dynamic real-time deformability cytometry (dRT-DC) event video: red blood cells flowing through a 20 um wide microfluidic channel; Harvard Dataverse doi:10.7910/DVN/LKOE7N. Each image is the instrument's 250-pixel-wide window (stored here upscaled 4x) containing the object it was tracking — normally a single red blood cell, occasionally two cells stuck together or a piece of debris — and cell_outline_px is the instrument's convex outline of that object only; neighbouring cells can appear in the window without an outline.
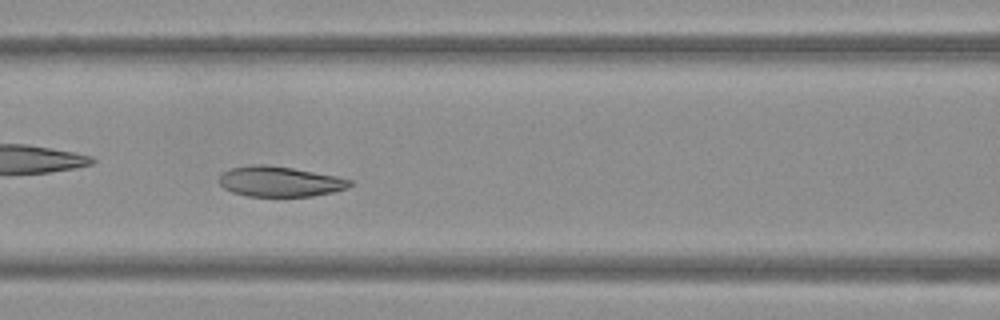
{"species": "Egyptian fruit bat (a non-hibernating species)", "species_latin": "Rousettus aegyptiacus", "temperature_condition": "warm", "stored_images_in_passage": 45, "camera_frame_rate_fps": 3000, "um_per_image_px": 0.085, "frame": {"image": 1, "passage_image": 17, "time_ms": 5.333, "image_size_px": [1000, 320], "cell_outline_px": [[352, 184], [348, 188], [332, 192], [312, 196], [248, 196], [232, 192], [224, 188], [220, 184], [220, 176], [224, 172], [232, 168], [256, 164], [264, 164], [292, 168], [336, 176], [352, 180]], "centroid_in_image_um": [23.8, 15.43], "position_along_channel_um": 142.8, "area_um2": 22.83}}
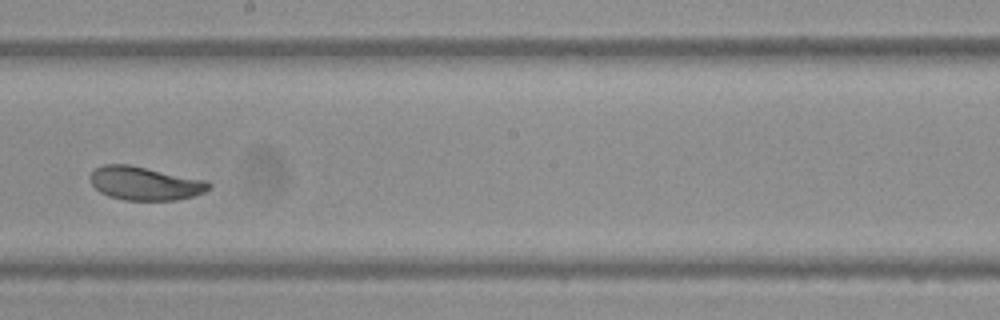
{"frame": {"image": 2, "passage_image": 24, "time_ms": 7.667, "image_size_px": [1000, 320], "cell_outline_px": [[212, 184], [204, 192], [192, 196], [176, 200], [124, 200], [108, 196], [100, 192], [92, 184], [88, 176], [96, 168], [104, 164], [128, 164], [208, 180]], "centroid_in_image_um": [12.31, 15.58], "position_along_channel_um": 235.9, "area_um2": 23.24}}
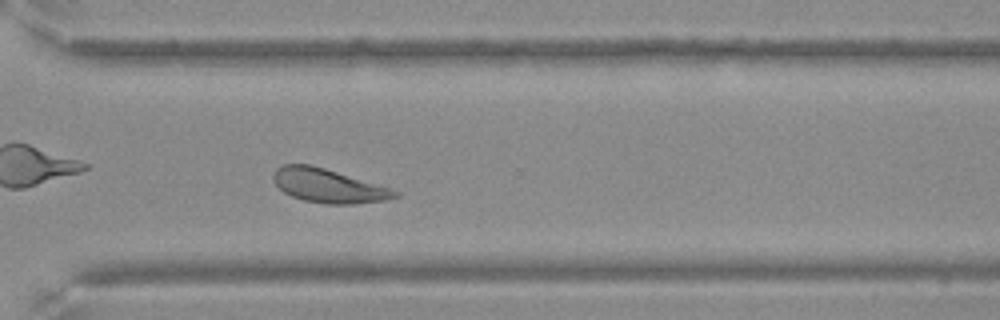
{"frame": {"image": 3, "passage_image": 32, "time_ms": 10.333, "image_size_px": [1000, 320], "cell_outline_px": [[400, 196], [384, 200], [352, 204], [328, 204], [304, 200], [292, 196], [284, 192], [272, 180], [272, 176], [276, 168], [284, 164], [308, 164], [324, 168], [388, 188], [400, 192]], "centroid_in_image_um": [27.86, 15.79], "position_along_channel_um": 342.7, "area_um2": 23.52}}